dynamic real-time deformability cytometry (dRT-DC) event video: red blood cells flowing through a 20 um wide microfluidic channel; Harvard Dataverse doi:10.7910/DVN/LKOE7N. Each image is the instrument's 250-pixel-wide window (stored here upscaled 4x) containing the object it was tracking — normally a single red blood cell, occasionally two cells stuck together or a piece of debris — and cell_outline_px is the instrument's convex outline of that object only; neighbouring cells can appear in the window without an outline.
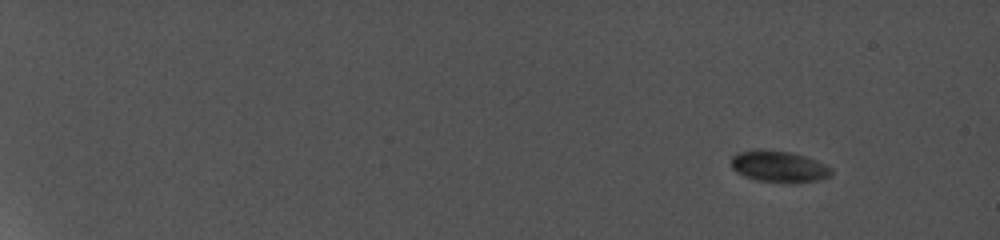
{"species": "common noctule bat (a hibernating species)", "species_latin": "Nyctalus noctula", "temperature_condition": "cold", "stored_images_in_passage": 7, "camera_frame_rate_fps": 5000, "um_per_image_px": 0.085, "animal": {"sex": "female", "body_mass_g": 19.0, "forearm_length_mm": 56.7}, "frame": {"image": 1, "passage_image": 1, "time_ms": 0.0, "image_size_px": [1000, 240], "cell_outline_px": [[832, 172], [824, 176], [812, 180], [760, 180], [748, 176], [740, 172], [732, 164], [732, 156], [740, 152], [788, 152], [800, 156], [820, 164], [828, 168]], "centroid_in_image_um": [66.13, 14.14], "position_along_channel_um": 18.9, "area_um2": 15.72}}
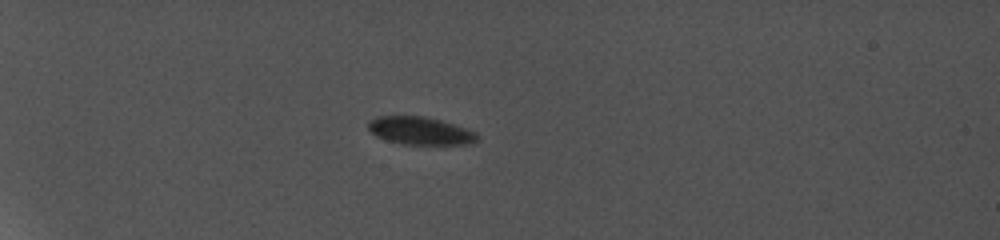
{"frame": {"image": 2, "passage_image": 5, "time_ms": 4.6, "image_size_px": [1000, 240], "cell_outline_px": [[476, 140], [452, 144], [408, 144], [388, 140], [376, 136], [368, 128], [368, 124], [372, 120], [380, 116], [420, 116], [436, 120], [472, 132], [476, 136]], "centroid_in_image_um": [35.56, 11.11], "position_along_channel_um": 49.4, "area_um2": 16.36}}
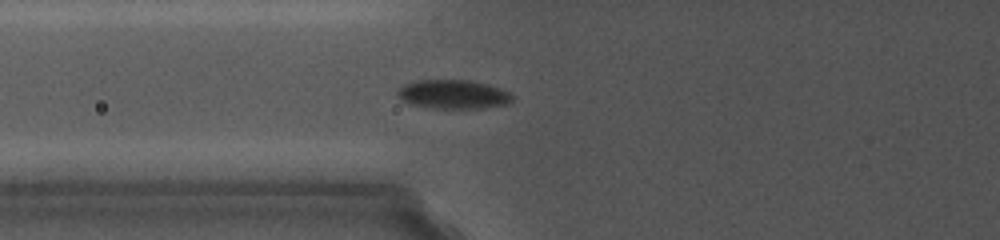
{"frame": {"image": 3, "passage_image": 7, "time_ms": 7.2, "image_size_px": [1000, 240], "cell_outline_px": [[512, 96], [504, 104], [476, 108], [440, 108], [412, 104], [404, 100], [400, 96], [400, 88], [404, 84], [416, 80], [464, 80], [484, 84], [508, 92]], "centroid_in_image_um": [38.47, 8.0], "position_along_channel_um": 87.3, "area_um2": 18.32}}